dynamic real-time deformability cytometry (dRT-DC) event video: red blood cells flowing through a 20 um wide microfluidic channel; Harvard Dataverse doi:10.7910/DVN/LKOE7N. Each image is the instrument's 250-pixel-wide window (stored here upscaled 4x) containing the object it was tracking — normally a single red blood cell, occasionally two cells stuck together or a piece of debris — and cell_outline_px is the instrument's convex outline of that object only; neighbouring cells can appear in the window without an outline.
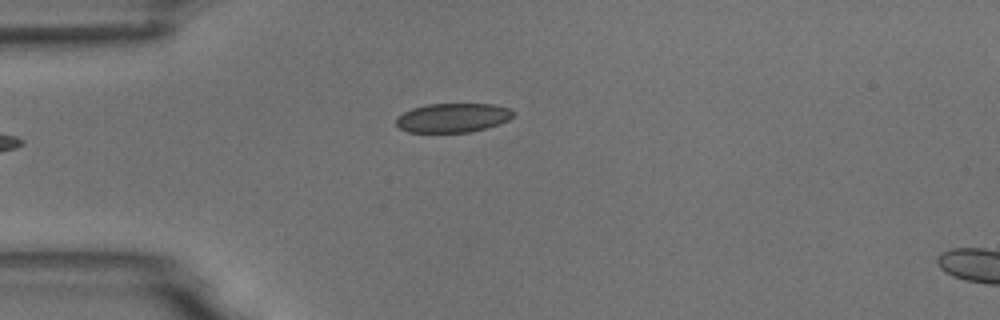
{"species": "common noctule bat (a hibernating species)", "species_latin": "Nyctalus noctula", "temperature_condition": "room temperature", "stored_images_in_passage": 5, "camera_frame_rate_fps": 3000, "um_per_image_px": 0.085, "animal": {"sex": "male", "body_mass_g": 18.8}, "frame": {"image": 1, "passage_image": 5, "time_ms": 4.667, "image_size_px": [1000, 320], "cell_outline_px": [[516, 112], [508, 120], [500, 124], [468, 132], [408, 132], [400, 128], [396, 124], [396, 116], [412, 108], [428, 104], [492, 104], [512, 108]], "centroid_in_image_um": [38.5, 10.0], "position_along_channel_um": 46.5, "area_um2": 19.94}}